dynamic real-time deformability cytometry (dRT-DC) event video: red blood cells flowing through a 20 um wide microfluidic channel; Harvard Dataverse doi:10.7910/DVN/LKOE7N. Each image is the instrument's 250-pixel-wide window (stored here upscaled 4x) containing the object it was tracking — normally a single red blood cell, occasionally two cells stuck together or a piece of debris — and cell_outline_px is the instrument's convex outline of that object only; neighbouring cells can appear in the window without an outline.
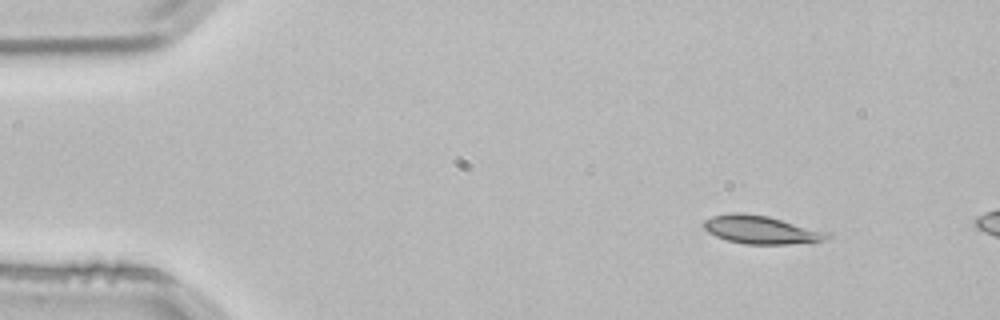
{"species": "common noctule bat (a hibernating species)", "species_latin": "Nyctalus noctula", "temperature_condition": "room temperature", "stored_images_in_passage": 3, "camera_frame_rate_fps": 3000, "um_per_image_px": 0.085, "animal": {"sex": "male", "body_mass_g": 21.5, "forearm_length_mm": 52.0}, "frame": {"image": 1, "passage_image": 1, "time_ms": 0.0, "image_size_px": [1000, 320], "cell_outline_px": [[832, 236], [824, 240], [788, 244], [744, 244], [728, 240], [716, 236], [708, 232], [704, 228], [704, 220], [712, 216], [732, 212], [740, 212], [768, 216], [832, 232]], "centroid_in_image_um": [64.73, 19.52], "position_along_channel_um": 20.3, "area_um2": 20.4}}